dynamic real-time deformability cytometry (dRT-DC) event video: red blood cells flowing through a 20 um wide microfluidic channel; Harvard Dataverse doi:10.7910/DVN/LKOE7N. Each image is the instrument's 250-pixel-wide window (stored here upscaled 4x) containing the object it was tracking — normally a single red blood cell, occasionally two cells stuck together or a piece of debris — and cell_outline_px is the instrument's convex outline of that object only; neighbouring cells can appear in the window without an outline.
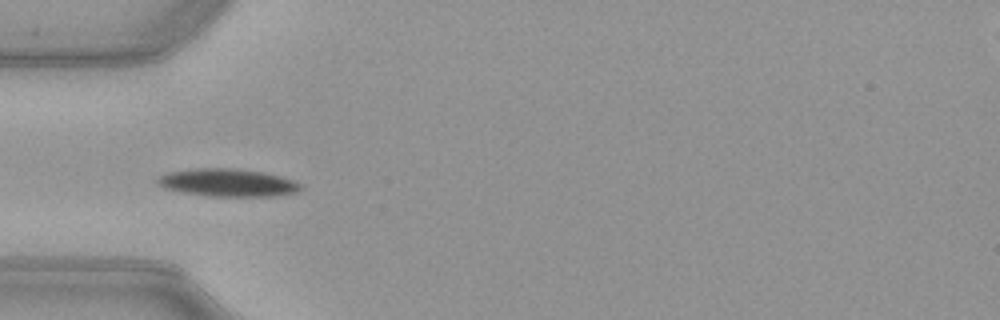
{"species": "common noctule bat (a hibernating species)", "species_latin": "Nyctalus noctula", "temperature_condition": "warm", "stored_images_in_passage": 34, "camera_frame_rate_fps": 3000, "um_per_image_px": 0.085, "animal": {"sex": "female", "body_mass_g": 21.9}, "frame": {"image": 1, "passage_image": 4, "time_ms": 1.0, "image_size_px": [1000, 320], "cell_outline_px": [[304, 188], [296, 192], [272, 196], [204, 196], [164, 188], [156, 184], [156, 180], [160, 176], [168, 172], [200, 168], [232, 168], [264, 172], [280, 176], [292, 180], [300, 184]], "centroid_in_image_um": [19.34, 15.53], "position_along_channel_um": 65.7, "area_um2": 23.06}}
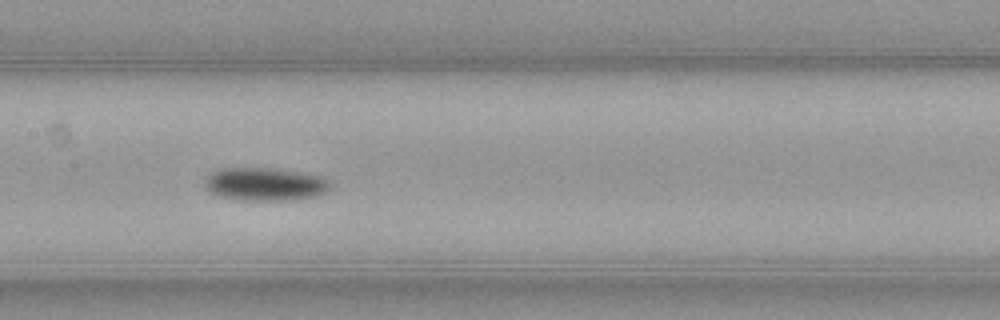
{"frame": {"image": 2, "passage_image": 13, "time_ms": 4.0, "image_size_px": [1000, 320], "cell_outline_px": [[332, 184], [324, 192], [316, 196], [292, 200], [244, 200], [220, 196], [208, 192], [204, 184], [204, 180], [212, 172], [224, 168], [276, 168], [304, 172], [324, 176]], "centroid_in_image_um": [22.55, 15.64], "position_along_channel_um": 184.9, "area_um2": 24.39}}
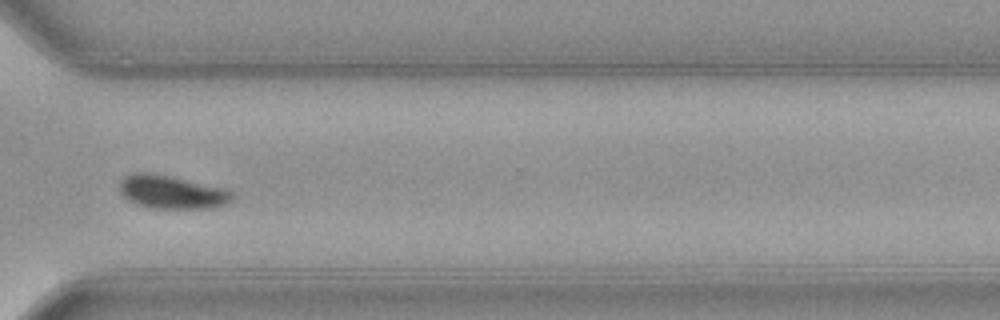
{"frame": {"image": 3, "passage_image": 26, "time_ms": 8.333, "image_size_px": [1000, 320], "cell_outline_px": [[232, 200], [224, 204], [212, 208], [148, 208], [136, 204], [128, 200], [120, 192], [120, 180], [124, 176], [132, 172], [152, 172], [224, 188], [232, 192]], "centroid_in_image_um": [14.55, 16.31], "position_along_channel_um": 356.1, "area_um2": 21.91}, "authors_computed_cell_mechanics": {"area_um2": 22.7732, "velocity_mm_per_s": 3.966, "shape_relaxation_time_tau1_ms": 2.5037, "shape_relaxation_time_tau2_ms": null, "deformation_change_tau1": 0.1508, "deformation_change_tau2": null}}